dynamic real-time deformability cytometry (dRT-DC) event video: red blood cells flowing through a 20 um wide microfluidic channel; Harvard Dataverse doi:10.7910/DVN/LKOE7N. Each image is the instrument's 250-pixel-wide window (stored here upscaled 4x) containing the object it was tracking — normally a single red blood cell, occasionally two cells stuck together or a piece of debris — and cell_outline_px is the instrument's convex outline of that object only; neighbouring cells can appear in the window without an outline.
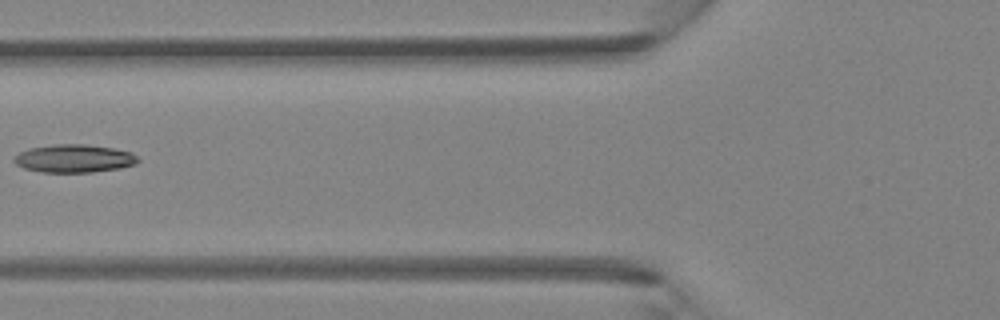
{"species": "Egyptian fruit bat (a non-hibernating species)", "species_latin": "Rousettus aegyptiacus", "temperature_condition": "room temperature", "stored_images_in_passage": 5, "camera_frame_rate_fps": 3000, "um_per_image_px": 0.085, "animal": {"sex": "female"}, "frame": {"image": 1, "passage_image": 5, "time_ms": 1.333, "image_size_px": [1000, 320], "cell_outline_px": [[140, 160], [136, 164], [120, 168], [92, 172], [40, 172], [24, 168], [16, 164], [12, 160], [20, 152], [28, 148], [52, 144], [84, 144], [112, 148], [132, 152]], "centroid_in_image_um": [6.29, 13.47], "position_along_channel_um": 119.5, "area_um2": 20.29}}